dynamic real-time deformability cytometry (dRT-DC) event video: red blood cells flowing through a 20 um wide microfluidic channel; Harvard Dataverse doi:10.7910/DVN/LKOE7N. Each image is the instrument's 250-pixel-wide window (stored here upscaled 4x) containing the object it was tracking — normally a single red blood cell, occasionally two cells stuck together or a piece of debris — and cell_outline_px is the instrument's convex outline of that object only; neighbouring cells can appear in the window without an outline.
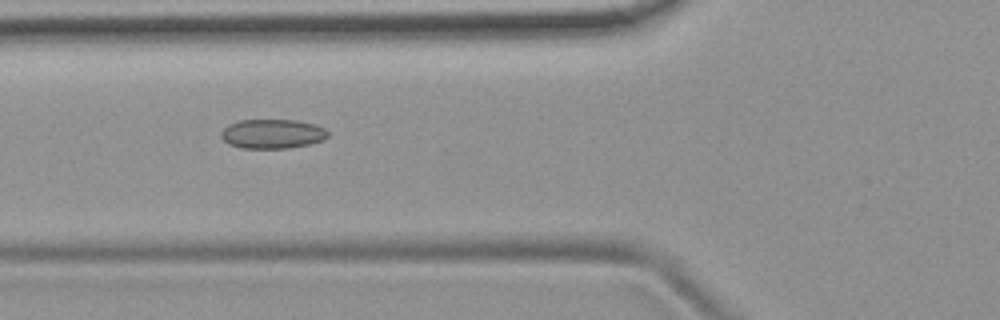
{"species": "common noctule bat (a hibernating species)", "species_latin": "Nyctalus noctula", "temperature_condition": "room temperature", "stored_images_in_passage": 45, "camera_frame_rate_fps": 3000, "um_per_image_px": 0.085, "animal": {"sex": "female", "body_mass_g": 19.9}, "frame": {"image": 1, "passage_image": 12, "time_ms": 3.667, "image_size_px": [1000, 320], "cell_outline_px": [[328, 136], [324, 140], [308, 144], [288, 148], [240, 148], [228, 144], [220, 136], [220, 132], [228, 124], [240, 120], [296, 120], [316, 124], [324, 128], [328, 132]], "centroid_in_image_um": [23.14, 11.37], "position_along_channel_um": 102.7, "area_um2": 18.38}}
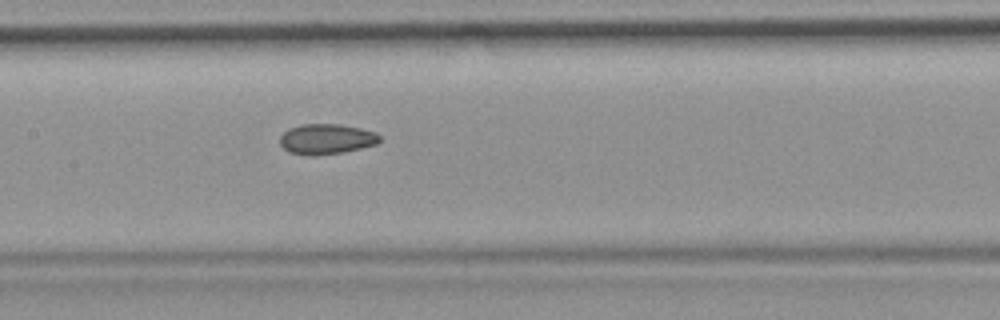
{"frame": {"image": 2, "passage_image": 18, "time_ms": 5.667, "image_size_px": [1000, 320], "cell_outline_px": [[380, 140], [376, 144], [344, 152], [312, 156], [288, 152], [280, 144], [280, 136], [288, 128], [304, 124], [340, 124], [360, 128], [376, 132], [380, 136]], "centroid_in_image_um": [27.73, 11.82], "position_along_channel_um": 179.7, "area_um2": 17.63}}
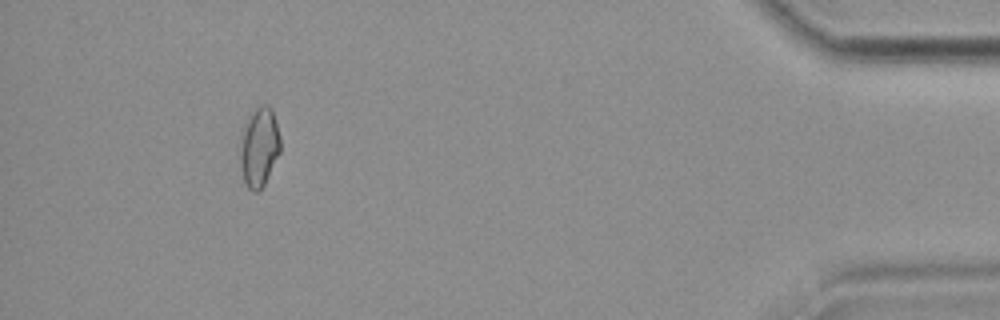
{"frame": {"image": 3, "passage_image": 41, "time_ms": 13.333, "image_size_px": [1000, 320], "cell_outline_px": [[280, 152], [264, 184], [256, 192], [252, 192], [248, 188], [244, 180], [240, 168], [240, 140], [244, 124], [248, 116], [260, 104], [268, 104], [272, 108], [280, 136]], "centroid_in_image_um": [22.02, 12.47], "position_along_channel_um": 413.2, "area_um2": 18.73}, "authors_computed_cell_mechanics": {"area_um2": 17.7446, "velocity_mm_per_s": 3.8516, "shape_relaxation_time_tau1_ms": null, "shape_relaxation_time_tau2_ms": 3.4401, "deformation_change_tau1": null, "deformation_change_tau2": 0.0764}}